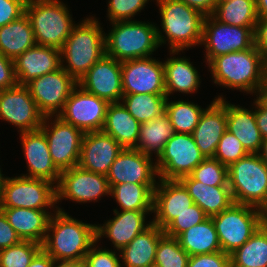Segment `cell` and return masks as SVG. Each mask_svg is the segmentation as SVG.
Segmentation results:
<instances>
[{"instance_id":"f546056e","label":"cell","mask_w":267,"mask_h":267,"mask_svg":"<svg viewBox=\"0 0 267 267\" xmlns=\"http://www.w3.org/2000/svg\"><path fill=\"white\" fill-rule=\"evenodd\" d=\"M139 130L140 123L121 102L108 105L103 132L112 136L123 148H135Z\"/></svg>"},{"instance_id":"603a6c76","label":"cell","mask_w":267,"mask_h":267,"mask_svg":"<svg viewBox=\"0 0 267 267\" xmlns=\"http://www.w3.org/2000/svg\"><path fill=\"white\" fill-rule=\"evenodd\" d=\"M113 212L115 217L107 220L102 226L96 224V241L98 242L103 236H106L117 251L127 246L134 237L152 223L151 220L146 224L145 218L149 212L153 211L126 210L120 212L115 209Z\"/></svg>"},{"instance_id":"11a10c76","label":"cell","mask_w":267,"mask_h":267,"mask_svg":"<svg viewBox=\"0 0 267 267\" xmlns=\"http://www.w3.org/2000/svg\"><path fill=\"white\" fill-rule=\"evenodd\" d=\"M53 258L43 249L34 257L28 267H52Z\"/></svg>"},{"instance_id":"277c9868","label":"cell","mask_w":267,"mask_h":267,"mask_svg":"<svg viewBox=\"0 0 267 267\" xmlns=\"http://www.w3.org/2000/svg\"><path fill=\"white\" fill-rule=\"evenodd\" d=\"M81 22L73 28L60 49L61 67L77 82L105 55L106 33L101 24L94 16Z\"/></svg>"},{"instance_id":"c3c4849f","label":"cell","mask_w":267,"mask_h":267,"mask_svg":"<svg viewBox=\"0 0 267 267\" xmlns=\"http://www.w3.org/2000/svg\"><path fill=\"white\" fill-rule=\"evenodd\" d=\"M27 0H0V27L18 19L25 13Z\"/></svg>"},{"instance_id":"836d02e7","label":"cell","mask_w":267,"mask_h":267,"mask_svg":"<svg viewBox=\"0 0 267 267\" xmlns=\"http://www.w3.org/2000/svg\"><path fill=\"white\" fill-rule=\"evenodd\" d=\"M177 239L189 256L222 251L211 217L182 232Z\"/></svg>"},{"instance_id":"6da1fadb","label":"cell","mask_w":267,"mask_h":267,"mask_svg":"<svg viewBox=\"0 0 267 267\" xmlns=\"http://www.w3.org/2000/svg\"><path fill=\"white\" fill-rule=\"evenodd\" d=\"M54 208L42 249L54 260L84 261L96 242V224L72 218L57 205Z\"/></svg>"},{"instance_id":"1f68e13d","label":"cell","mask_w":267,"mask_h":267,"mask_svg":"<svg viewBox=\"0 0 267 267\" xmlns=\"http://www.w3.org/2000/svg\"><path fill=\"white\" fill-rule=\"evenodd\" d=\"M36 45L33 29L24 13L18 19L0 27V53L15 60Z\"/></svg>"},{"instance_id":"ac0fdd59","label":"cell","mask_w":267,"mask_h":267,"mask_svg":"<svg viewBox=\"0 0 267 267\" xmlns=\"http://www.w3.org/2000/svg\"><path fill=\"white\" fill-rule=\"evenodd\" d=\"M78 85L109 103L121 102L123 96L121 62L104 55L87 71Z\"/></svg>"},{"instance_id":"5bb4252c","label":"cell","mask_w":267,"mask_h":267,"mask_svg":"<svg viewBox=\"0 0 267 267\" xmlns=\"http://www.w3.org/2000/svg\"><path fill=\"white\" fill-rule=\"evenodd\" d=\"M110 195L107 175L85 170L79 165L61 171L56 184V202L63 199L77 203L101 200V196Z\"/></svg>"},{"instance_id":"be15d7a7","label":"cell","mask_w":267,"mask_h":267,"mask_svg":"<svg viewBox=\"0 0 267 267\" xmlns=\"http://www.w3.org/2000/svg\"><path fill=\"white\" fill-rule=\"evenodd\" d=\"M265 80L267 81V61H266V73H265Z\"/></svg>"},{"instance_id":"30bf717a","label":"cell","mask_w":267,"mask_h":267,"mask_svg":"<svg viewBox=\"0 0 267 267\" xmlns=\"http://www.w3.org/2000/svg\"><path fill=\"white\" fill-rule=\"evenodd\" d=\"M204 159L191 134L175 133L155 161L158 179L179 180L189 175Z\"/></svg>"},{"instance_id":"9c48e42d","label":"cell","mask_w":267,"mask_h":267,"mask_svg":"<svg viewBox=\"0 0 267 267\" xmlns=\"http://www.w3.org/2000/svg\"><path fill=\"white\" fill-rule=\"evenodd\" d=\"M56 202V185L44 179L5 177L0 208L47 210Z\"/></svg>"},{"instance_id":"f5cc1de1","label":"cell","mask_w":267,"mask_h":267,"mask_svg":"<svg viewBox=\"0 0 267 267\" xmlns=\"http://www.w3.org/2000/svg\"><path fill=\"white\" fill-rule=\"evenodd\" d=\"M189 7L199 11L205 17L214 13L218 0H179Z\"/></svg>"},{"instance_id":"8fae6325","label":"cell","mask_w":267,"mask_h":267,"mask_svg":"<svg viewBox=\"0 0 267 267\" xmlns=\"http://www.w3.org/2000/svg\"><path fill=\"white\" fill-rule=\"evenodd\" d=\"M255 27H240L223 24L212 15L203 23L202 40L208 64L217 56L250 49L254 45Z\"/></svg>"},{"instance_id":"d590c367","label":"cell","mask_w":267,"mask_h":267,"mask_svg":"<svg viewBox=\"0 0 267 267\" xmlns=\"http://www.w3.org/2000/svg\"><path fill=\"white\" fill-rule=\"evenodd\" d=\"M231 267H267V220L230 254Z\"/></svg>"},{"instance_id":"484cf974","label":"cell","mask_w":267,"mask_h":267,"mask_svg":"<svg viewBox=\"0 0 267 267\" xmlns=\"http://www.w3.org/2000/svg\"><path fill=\"white\" fill-rule=\"evenodd\" d=\"M225 99L223 96L215 98L226 108V129L236 136L248 153H258L263 137L257 127L254 111L228 103Z\"/></svg>"},{"instance_id":"94428289","label":"cell","mask_w":267,"mask_h":267,"mask_svg":"<svg viewBox=\"0 0 267 267\" xmlns=\"http://www.w3.org/2000/svg\"><path fill=\"white\" fill-rule=\"evenodd\" d=\"M5 177L1 172L0 168V206H1V201H2V192H3V183H4Z\"/></svg>"},{"instance_id":"681fc988","label":"cell","mask_w":267,"mask_h":267,"mask_svg":"<svg viewBox=\"0 0 267 267\" xmlns=\"http://www.w3.org/2000/svg\"><path fill=\"white\" fill-rule=\"evenodd\" d=\"M14 61L0 53V90L17 85Z\"/></svg>"},{"instance_id":"5b68a950","label":"cell","mask_w":267,"mask_h":267,"mask_svg":"<svg viewBox=\"0 0 267 267\" xmlns=\"http://www.w3.org/2000/svg\"><path fill=\"white\" fill-rule=\"evenodd\" d=\"M105 34V55L117 61L150 57L160 47L157 26L128 20L113 22Z\"/></svg>"},{"instance_id":"60d3db41","label":"cell","mask_w":267,"mask_h":267,"mask_svg":"<svg viewBox=\"0 0 267 267\" xmlns=\"http://www.w3.org/2000/svg\"><path fill=\"white\" fill-rule=\"evenodd\" d=\"M190 256L177 238L164 235L158 242L155 262L161 267H187Z\"/></svg>"},{"instance_id":"4fadbf2b","label":"cell","mask_w":267,"mask_h":267,"mask_svg":"<svg viewBox=\"0 0 267 267\" xmlns=\"http://www.w3.org/2000/svg\"><path fill=\"white\" fill-rule=\"evenodd\" d=\"M77 85L78 82L62 67L26 84L39 112L44 117L58 116Z\"/></svg>"},{"instance_id":"52a82bcc","label":"cell","mask_w":267,"mask_h":267,"mask_svg":"<svg viewBox=\"0 0 267 267\" xmlns=\"http://www.w3.org/2000/svg\"><path fill=\"white\" fill-rule=\"evenodd\" d=\"M228 185L234 203L267 213V165L257 153H249L228 167Z\"/></svg>"},{"instance_id":"ee69618b","label":"cell","mask_w":267,"mask_h":267,"mask_svg":"<svg viewBox=\"0 0 267 267\" xmlns=\"http://www.w3.org/2000/svg\"><path fill=\"white\" fill-rule=\"evenodd\" d=\"M208 216L195 203L191 205L188 210L184 211L173 219L164 229L165 235L177 238L182 232L188 230L192 226L200 224L206 220Z\"/></svg>"},{"instance_id":"6f0895ef","label":"cell","mask_w":267,"mask_h":267,"mask_svg":"<svg viewBox=\"0 0 267 267\" xmlns=\"http://www.w3.org/2000/svg\"><path fill=\"white\" fill-rule=\"evenodd\" d=\"M52 267H84V261L54 260Z\"/></svg>"},{"instance_id":"680465c9","label":"cell","mask_w":267,"mask_h":267,"mask_svg":"<svg viewBox=\"0 0 267 267\" xmlns=\"http://www.w3.org/2000/svg\"><path fill=\"white\" fill-rule=\"evenodd\" d=\"M258 18H267V0H256Z\"/></svg>"},{"instance_id":"ab89813d","label":"cell","mask_w":267,"mask_h":267,"mask_svg":"<svg viewBox=\"0 0 267 267\" xmlns=\"http://www.w3.org/2000/svg\"><path fill=\"white\" fill-rule=\"evenodd\" d=\"M41 250L40 243L21 240L18 244L0 250V267H28Z\"/></svg>"},{"instance_id":"e0dca14e","label":"cell","mask_w":267,"mask_h":267,"mask_svg":"<svg viewBox=\"0 0 267 267\" xmlns=\"http://www.w3.org/2000/svg\"><path fill=\"white\" fill-rule=\"evenodd\" d=\"M0 118L11 123L20 133L40 129L44 116L26 85L0 90Z\"/></svg>"},{"instance_id":"ffe728a7","label":"cell","mask_w":267,"mask_h":267,"mask_svg":"<svg viewBox=\"0 0 267 267\" xmlns=\"http://www.w3.org/2000/svg\"><path fill=\"white\" fill-rule=\"evenodd\" d=\"M193 199L179 180L159 179L153 191L152 223L162 230L178 215L193 205Z\"/></svg>"},{"instance_id":"d6986e66","label":"cell","mask_w":267,"mask_h":267,"mask_svg":"<svg viewBox=\"0 0 267 267\" xmlns=\"http://www.w3.org/2000/svg\"><path fill=\"white\" fill-rule=\"evenodd\" d=\"M153 158L134 148H123L112 163L107 179L109 186L122 183H157Z\"/></svg>"},{"instance_id":"db71d44e","label":"cell","mask_w":267,"mask_h":267,"mask_svg":"<svg viewBox=\"0 0 267 267\" xmlns=\"http://www.w3.org/2000/svg\"><path fill=\"white\" fill-rule=\"evenodd\" d=\"M254 113L256 118L257 127L263 137L267 138V110L263 109L256 101L254 102Z\"/></svg>"},{"instance_id":"83f0119b","label":"cell","mask_w":267,"mask_h":267,"mask_svg":"<svg viewBox=\"0 0 267 267\" xmlns=\"http://www.w3.org/2000/svg\"><path fill=\"white\" fill-rule=\"evenodd\" d=\"M179 181L208 217L221 213L234 203L229 186L206 185L193 180L189 175L181 177Z\"/></svg>"},{"instance_id":"cb8c5ba5","label":"cell","mask_w":267,"mask_h":267,"mask_svg":"<svg viewBox=\"0 0 267 267\" xmlns=\"http://www.w3.org/2000/svg\"><path fill=\"white\" fill-rule=\"evenodd\" d=\"M14 64L17 83L26 85L61 68V51L55 47L35 45L19 55Z\"/></svg>"},{"instance_id":"8992f818","label":"cell","mask_w":267,"mask_h":267,"mask_svg":"<svg viewBox=\"0 0 267 267\" xmlns=\"http://www.w3.org/2000/svg\"><path fill=\"white\" fill-rule=\"evenodd\" d=\"M60 0H27L25 14L31 23L36 45L61 49L76 24Z\"/></svg>"},{"instance_id":"4316f807","label":"cell","mask_w":267,"mask_h":267,"mask_svg":"<svg viewBox=\"0 0 267 267\" xmlns=\"http://www.w3.org/2000/svg\"><path fill=\"white\" fill-rule=\"evenodd\" d=\"M21 240L43 244L53 213L28 208H0Z\"/></svg>"},{"instance_id":"f6af8a7d","label":"cell","mask_w":267,"mask_h":267,"mask_svg":"<svg viewBox=\"0 0 267 267\" xmlns=\"http://www.w3.org/2000/svg\"><path fill=\"white\" fill-rule=\"evenodd\" d=\"M149 0H109L108 19L111 23L132 20L137 12L145 7Z\"/></svg>"},{"instance_id":"2e32d148","label":"cell","mask_w":267,"mask_h":267,"mask_svg":"<svg viewBox=\"0 0 267 267\" xmlns=\"http://www.w3.org/2000/svg\"><path fill=\"white\" fill-rule=\"evenodd\" d=\"M123 95H166L163 62L138 58L121 62Z\"/></svg>"},{"instance_id":"bcb514c9","label":"cell","mask_w":267,"mask_h":267,"mask_svg":"<svg viewBox=\"0 0 267 267\" xmlns=\"http://www.w3.org/2000/svg\"><path fill=\"white\" fill-rule=\"evenodd\" d=\"M95 244H97V241L84 258V267H121L120 257H118L119 254L117 252L106 248L100 249Z\"/></svg>"},{"instance_id":"7dc6e473","label":"cell","mask_w":267,"mask_h":267,"mask_svg":"<svg viewBox=\"0 0 267 267\" xmlns=\"http://www.w3.org/2000/svg\"><path fill=\"white\" fill-rule=\"evenodd\" d=\"M187 267H231L230 254L218 251L190 256Z\"/></svg>"},{"instance_id":"7bdbcfd3","label":"cell","mask_w":267,"mask_h":267,"mask_svg":"<svg viewBox=\"0 0 267 267\" xmlns=\"http://www.w3.org/2000/svg\"><path fill=\"white\" fill-rule=\"evenodd\" d=\"M249 153L242 146V143L231 132L226 130L219 140L214 157L221 164L227 167L233 162L244 158Z\"/></svg>"},{"instance_id":"ba28073f","label":"cell","mask_w":267,"mask_h":267,"mask_svg":"<svg viewBox=\"0 0 267 267\" xmlns=\"http://www.w3.org/2000/svg\"><path fill=\"white\" fill-rule=\"evenodd\" d=\"M211 218L221 250L227 254L241 247L267 220L263 210L237 203Z\"/></svg>"},{"instance_id":"f1b7e54d","label":"cell","mask_w":267,"mask_h":267,"mask_svg":"<svg viewBox=\"0 0 267 267\" xmlns=\"http://www.w3.org/2000/svg\"><path fill=\"white\" fill-rule=\"evenodd\" d=\"M163 230L154 223L134 237L131 242L119 250L121 267H147L155 262L156 248L164 236Z\"/></svg>"},{"instance_id":"f35d334b","label":"cell","mask_w":267,"mask_h":267,"mask_svg":"<svg viewBox=\"0 0 267 267\" xmlns=\"http://www.w3.org/2000/svg\"><path fill=\"white\" fill-rule=\"evenodd\" d=\"M169 100L167 98L165 113L168 115L175 133L191 134L205 109L188 100Z\"/></svg>"},{"instance_id":"3957f363","label":"cell","mask_w":267,"mask_h":267,"mask_svg":"<svg viewBox=\"0 0 267 267\" xmlns=\"http://www.w3.org/2000/svg\"><path fill=\"white\" fill-rule=\"evenodd\" d=\"M156 1L161 15L162 31L166 34L165 37L157 26L159 44L162 46L168 42L170 55H178L186 48L201 44L205 19L202 13L179 0Z\"/></svg>"},{"instance_id":"d6a6232c","label":"cell","mask_w":267,"mask_h":267,"mask_svg":"<svg viewBox=\"0 0 267 267\" xmlns=\"http://www.w3.org/2000/svg\"><path fill=\"white\" fill-rule=\"evenodd\" d=\"M175 134L174 128L166 113L149 122L140 124L139 139L134 149L158 158L163 152L166 142Z\"/></svg>"},{"instance_id":"7c38bea8","label":"cell","mask_w":267,"mask_h":267,"mask_svg":"<svg viewBox=\"0 0 267 267\" xmlns=\"http://www.w3.org/2000/svg\"><path fill=\"white\" fill-rule=\"evenodd\" d=\"M53 118L54 116L44 117L40 129L46 136L52 162L61 172L79 164L84 133L58 116Z\"/></svg>"},{"instance_id":"6125c7cd","label":"cell","mask_w":267,"mask_h":267,"mask_svg":"<svg viewBox=\"0 0 267 267\" xmlns=\"http://www.w3.org/2000/svg\"><path fill=\"white\" fill-rule=\"evenodd\" d=\"M147 267H161L158 263L153 262L151 264H149Z\"/></svg>"},{"instance_id":"e575fe53","label":"cell","mask_w":267,"mask_h":267,"mask_svg":"<svg viewBox=\"0 0 267 267\" xmlns=\"http://www.w3.org/2000/svg\"><path fill=\"white\" fill-rule=\"evenodd\" d=\"M157 183H122L110 186L121 211H153V191Z\"/></svg>"},{"instance_id":"7402d4cb","label":"cell","mask_w":267,"mask_h":267,"mask_svg":"<svg viewBox=\"0 0 267 267\" xmlns=\"http://www.w3.org/2000/svg\"><path fill=\"white\" fill-rule=\"evenodd\" d=\"M19 137L29 172L23 176L44 179L56 185L61 172L52 162L44 132L37 129L22 132Z\"/></svg>"},{"instance_id":"44dd1931","label":"cell","mask_w":267,"mask_h":267,"mask_svg":"<svg viewBox=\"0 0 267 267\" xmlns=\"http://www.w3.org/2000/svg\"><path fill=\"white\" fill-rule=\"evenodd\" d=\"M123 147L103 131L84 133L79 166L85 170L107 175Z\"/></svg>"},{"instance_id":"f907efd6","label":"cell","mask_w":267,"mask_h":267,"mask_svg":"<svg viewBox=\"0 0 267 267\" xmlns=\"http://www.w3.org/2000/svg\"><path fill=\"white\" fill-rule=\"evenodd\" d=\"M20 241V237L16 234L0 209V250L18 244Z\"/></svg>"},{"instance_id":"4dcf8cb0","label":"cell","mask_w":267,"mask_h":267,"mask_svg":"<svg viewBox=\"0 0 267 267\" xmlns=\"http://www.w3.org/2000/svg\"><path fill=\"white\" fill-rule=\"evenodd\" d=\"M190 59L170 57L163 62L165 76V91L169 98L170 94L181 92L184 94L197 92L200 87V75Z\"/></svg>"},{"instance_id":"8d00e7d4","label":"cell","mask_w":267,"mask_h":267,"mask_svg":"<svg viewBox=\"0 0 267 267\" xmlns=\"http://www.w3.org/2000/svg\"><path fill=\"white\" fill-rule=\"evenodd\" d=\"M212 16L223 24L256 27V0H218Z\"/></svg>"},{"instance_id":"9a60e30c","label":"cell","mask_w":267,"mask_h":267,"mask_svg":"<svg viewBox=\"0 0 267 267\" xmlns=\"http://www.w3.org/2000/svg\"><path fill=\"white\" fill-rule=\"evenodd\" d=\"M109 104L105 99L99 98L77 85L69 95L58 117L77 127L83 133L102 131Z\"/></svg>"},{"instance_id":"91938a15","label":"cell","mask_w":267,"mask_h":267,"mask_svg":"<svg viewBox=\"0 0 267 267\" xmlns=\"http://www.w3.org/2000/svg\"><path fill=\"white\" fill-rule=\"evenodd\" d=\"M262 161L267 165V138L263 139L259 152L257 153Z\"/></svg>"},{"instance_id":"816d5d0a","label":"cell","mask_w":267,"mask_h":267,"mask_svg":"<svg viewBox=\"0 0 267 267\" xmlns=\"http://www.w3.org/2000/svg\"><path fill=\"white\" fill-rule=\"evenodd\" d=\"M254 46L267 61V18H258L254 30Z\"/></svg>"},{"instance_id":"9f6ffc18","label":"cell","mask_w":267,"mask_h":267,"mask_svg":"<svg viewBox=\"0 0 267 267\" xmlns=\"http://www.w3.org/2000/svg\"><path fill=\"white\" fill-rule=\"evenodd\" d=\"M257 97L254 99L263 109L267 110V81L256 90Z\"/></svg>"},{"instance_id":"7a4b0ae2","label":"cell","mask_w":267,"mask_h":267,"mask_svg":"<svg viewBox=\"0 0 267 267\" xmlns=\"http://www.w3.org/2000/svg\"><path fill=\"white\" fill-rule=\"evenodd\" d=\"M208 67L215 84L247 94L255 93L265 81L266 60L254 45L244 51L217 56Z\"/></svg>"},{"instance_id":"74e56055","label":"cell","mask_w":267,"mask_h":267,"mask_svg":"<svg viewBox=\"0 0 267 267\" xmlns=\"http://www.w3.org/2000/svg\"><path fill=\"white\" fill-rule=\"evenodd\" d=\"M166 95L129 94L123 95L121 103L141 124L149 122L165 113Z\"/></svg>"},{"instance_id":"d4e9b609","label":"cell","mask_w":267,"mask_h":267,"mask_svg":"<svg viewBox=\"0 0 267 267\" xmlns=\"http://www.w3.org/2000/svg\"><path fill=\"white\" fill-rule=\"evenodd\" d=\"M226 108L218 101L212 103L202 113L199 123L191 133L201 154L213 158L219 140L227 130Z\"/></svg>"},{"instance_id":"b9f144b4","label":"cell","mask_w":267,"mask_h":267,"mask_svg":"<svg viewBox=\"0 0 267 267\" xmlns=\"http://www.w3.org/2000/svg\"><path fill=\"white\" fill-rule=\"evenodd\" d=\"M189 176L210 186H229L228 168L215 158H205Z\"/></svg>"}]
</instances>
